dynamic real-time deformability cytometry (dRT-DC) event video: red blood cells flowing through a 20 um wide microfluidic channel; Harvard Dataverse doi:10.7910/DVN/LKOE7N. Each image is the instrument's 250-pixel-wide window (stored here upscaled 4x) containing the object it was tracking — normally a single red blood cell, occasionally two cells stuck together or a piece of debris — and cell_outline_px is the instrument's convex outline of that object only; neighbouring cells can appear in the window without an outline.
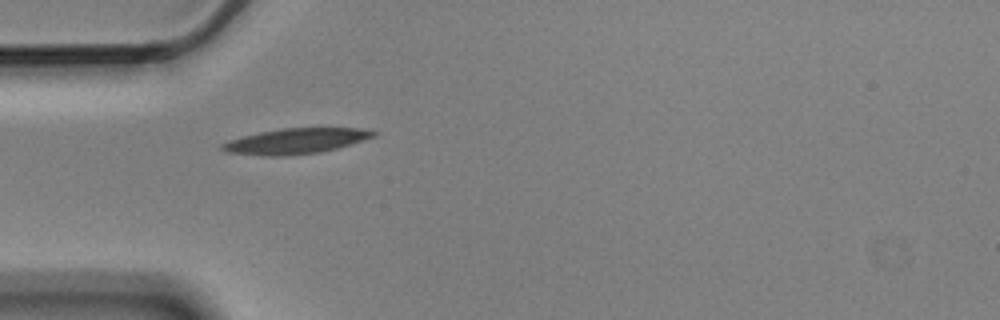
{"species": "Egyptian fruit bat (a non-hibernating species)", "species_latin": "Rousettus aegyptiacus", "temperature_condition": "cold", "stored_images_in_passage": 6, "camera_frame_rate_fps": 3000, "um_per_image_px": 0.085, "animal": {"sex": "male"}, "frame": {"image": 1, "passage_image": 5, "time_ms": 1.333, "image_size_px": [1000, 320], "cell_outline_px": [[376, 136], [336, 148], [320, 152], [284, 156], [264, 156], [228, 152], [220, 148], [220, 144], [244, 136], [260, 132], [280, 128], [360, 128], [376, 132]], "centroid_in_image_um": [25.13, 11.99], "position_along_channel_um": 59.9, "area_um2": 22.14}}
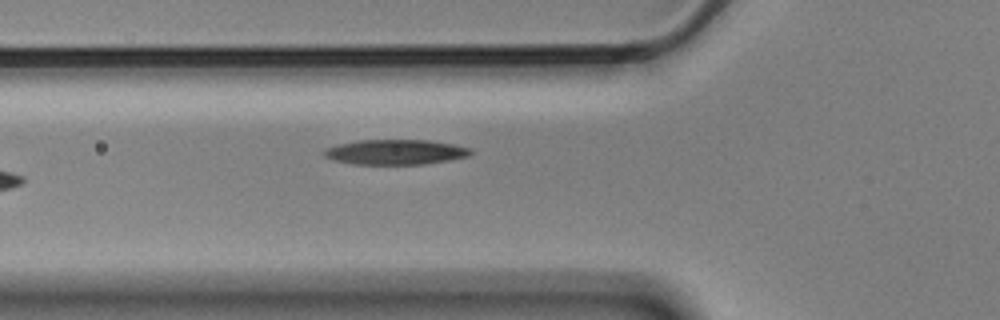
{"frame": {"image": 2, "passage_image": 6, "time_ms": 1.667, "image_size_px": [1000, 320], "cell_outline_px": [[472, 152], [468, 156], [448, 160], [424, 164], [352, 164], [332, 160], [324, 156], [320, 152], [324, 148], [340, 144], [360, 140], [428, 140], [452, 144], [472, 148]], "centroid_in_image_um": [33.57, 12.92], "position_along_channel_um": 92.2, "area_um2": 21.44}}